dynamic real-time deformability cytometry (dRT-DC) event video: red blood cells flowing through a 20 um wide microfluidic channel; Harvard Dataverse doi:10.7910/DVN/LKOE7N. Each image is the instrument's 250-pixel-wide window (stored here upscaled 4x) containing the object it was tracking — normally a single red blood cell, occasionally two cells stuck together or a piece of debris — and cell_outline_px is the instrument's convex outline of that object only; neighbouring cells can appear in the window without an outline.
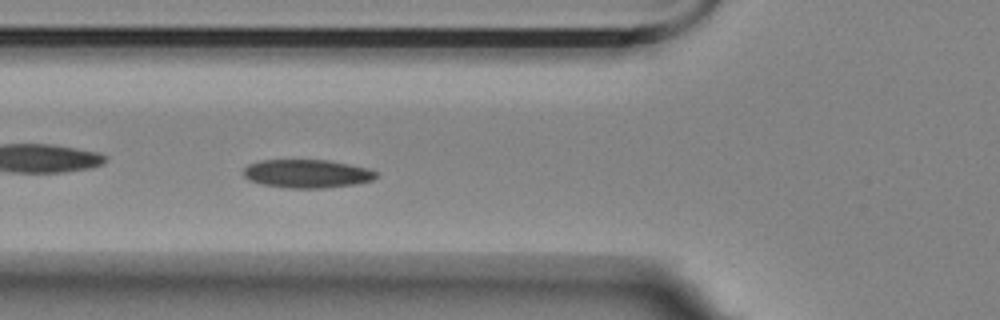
{"species": "Egyptian fruit bat (a non-hibernating species)", "species_latin": "Rousettus aegyptiacus", "temperature_condition": "room temperature", "stored_images_in_passage": 58, "camera_frame_rate_fps": 3000, "um_per_image_px": 0.085, "animal": {"sex": "female"}, "frame": {"image": 1, "passage_image": 20, "time_ms": 6.333, "image_size_px": [1000, 320], "cell_outline_px": [[376, 176], [372, 180], [356, 184], [324, 188], [288, 188], [260, 184], [248, 180], [244, 176], [244, 168], [248, 164], [260, 160], [328, 160], [368, 168], [376, 172]], "centroid_in_image_um": [26.06, 14.76], "position_along_channel_um": 99.7, "area_um2": 21.96}}
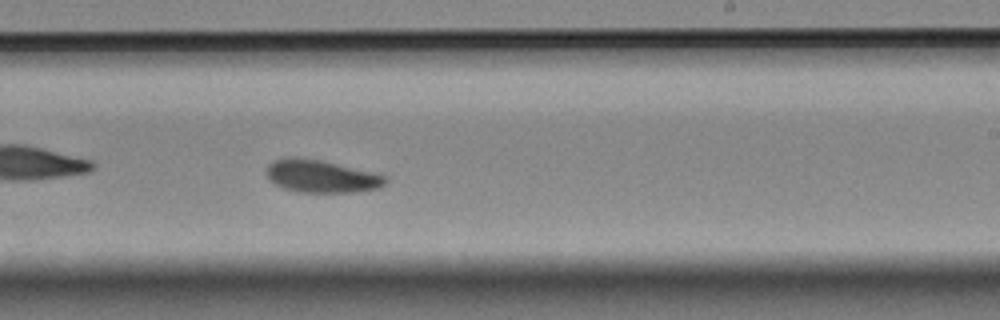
{"frame": {"image": 2, "passage_image": 34, "time_ms": 11.0, "image_size_px": [1000, 320], "cell_outline_px": [[388, 180], [380, 188], [356, 192], [300, 192], [284, 188], [268, 180], [268, 164], [276, 160], [320, 160], [372, 172], [388, 176]], "centroid_in_image_um": [27.41, 15.03], "position_along_channel_um": 261.6, "area_um2": 21.79}}
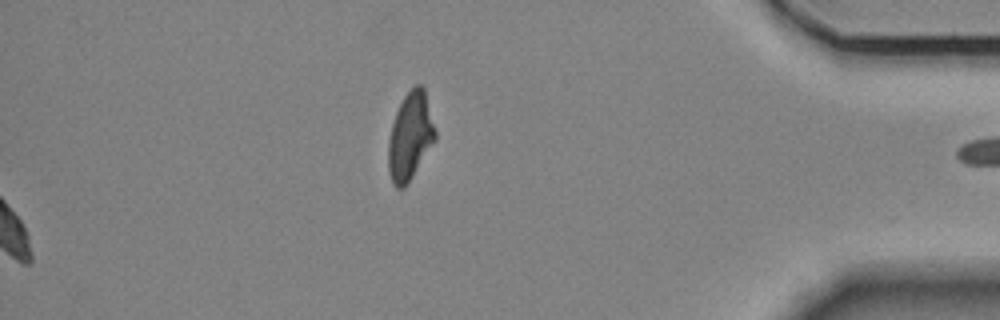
{"frame": {"image": 3, "passage_image": 58, "time_ms": 19.0, "image_size_px": [1000, 320], "cell_outline_px": [[436, 140], [404, 188], [396, 188], [392, 180], [388, 168], [388, 140], [392, 124], [396, 112], [404, 96], [416, 84], [420, 84], [424, 88], [436, 132]], "centroid_in_image_um": [34.87, 11.58], "position_along_channel_um": 400.3, "area_um2": 23.64}, "authors_computed_cell_mechanics": {"area_um2": 21.675, "velocity_mm_per_s": 3.4741, "shape_relaxation_time_tau1_ms": 2.8319, "shape_relaxation_time_tau2_ms": 2.4595, "deformation_change_tau1": 0.076, "deformation_change_tau2": 0.0607}}